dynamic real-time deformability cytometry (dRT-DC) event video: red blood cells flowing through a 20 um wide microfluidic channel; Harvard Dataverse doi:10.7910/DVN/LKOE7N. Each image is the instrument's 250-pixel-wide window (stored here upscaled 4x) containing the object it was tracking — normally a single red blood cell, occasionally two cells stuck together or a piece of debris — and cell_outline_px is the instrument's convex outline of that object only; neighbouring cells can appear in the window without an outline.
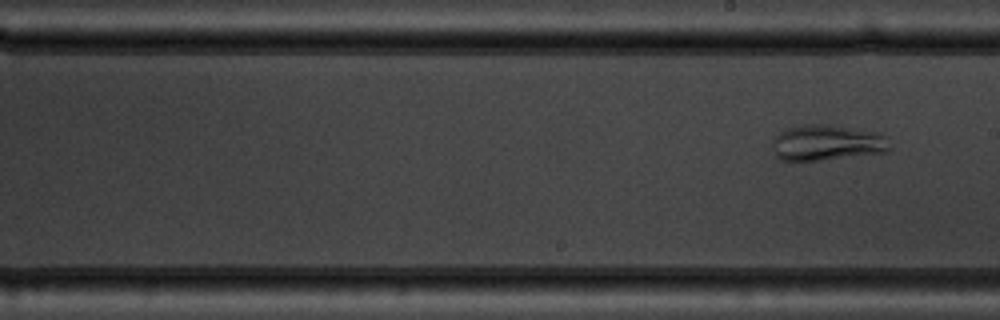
{"species": "common noctule bat (a hibernating species)", "species_latin": "Nyctalus noctula", "temperature_condition": "warm", "stored_images_in_passage": 12, "camera_frame_rate_fps": 3000, "um_per_image_px": 0.085, "animal": {"sex": "male", "body_mass_g": 19.5, "forearm_length_mm": 54.6}, "frame": {"image": 1, "passage_image": 12, "time_ms": 13.0, "image_size_px": [1000, 320], "cell_outline_px": [[892, 148], [888, 152], [820, 160], [780, 160], [776, 156], [772, 144], [776, 136], [780, 132], [788, 128], [808, 124], [832, 124], [876, 132], [888, 136]], "centroid_in_image_um": [70.36, 12.12], "position_along_channel_um": 218.6, "area_um2": 24.57}}